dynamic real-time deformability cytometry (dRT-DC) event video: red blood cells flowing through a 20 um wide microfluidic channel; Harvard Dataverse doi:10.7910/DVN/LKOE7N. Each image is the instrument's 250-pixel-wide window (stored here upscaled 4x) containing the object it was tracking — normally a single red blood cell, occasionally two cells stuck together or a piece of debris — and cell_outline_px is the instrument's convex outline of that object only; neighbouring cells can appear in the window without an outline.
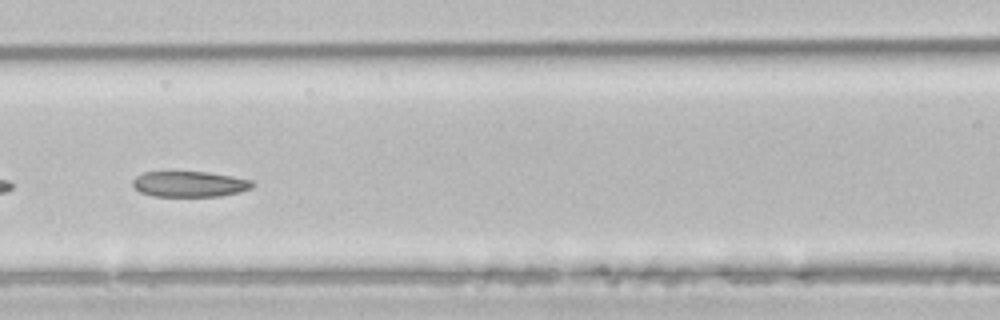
{"species": "common noctule bat (a hibernating species)", "species_latin": "Nyctalus noctula", "temperature_condition": "room temperature", "stored_images_in_passage": 43, "camera_frame_rate_fps": 3000, "um_per_image_px": 0.085, "animal": {"sex": "male", "body_mass_g": 21.5, "forearm_length_mm": 52.0}, "frame": {"image": 1, "passage_image": 13, "time_ms": 4.0, "image_size_px": [1000, 320], "cell_outline_px": [[252, 188], [240, 192], [220, 196], [152, 196], [140, 192], [132, 184], [132, 180], [136, 176], [144, 172], [208, 172], [232, 176], [252, 180]], "centroid_in_image_um": [16.11, 15.65], "position_along_channel_um": 150.5, "area_um2": 17.86}}
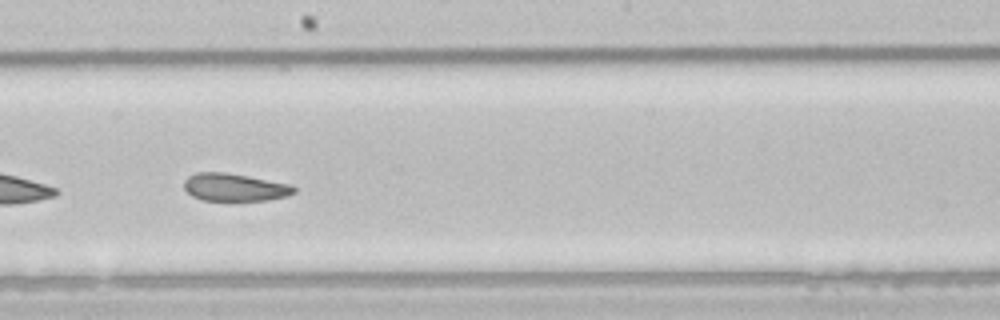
{"frame": {"image": 2, "passage_image": 19, "time_ms": 6.0, "image_size_px": [1000, 320], "cell_outline_px": [[296, 192], [288, 196], [268, 200], [204, 200], [192, 196], [184, 188], [184, 180], [188, 176], [196, 172], [224, 172], [248, 176], [292, 184], [296, 188]], "centroid_in_image_um": [19.97, 15.91], "position_along_channel_um": 228.2, "area_um2": 17.8}}